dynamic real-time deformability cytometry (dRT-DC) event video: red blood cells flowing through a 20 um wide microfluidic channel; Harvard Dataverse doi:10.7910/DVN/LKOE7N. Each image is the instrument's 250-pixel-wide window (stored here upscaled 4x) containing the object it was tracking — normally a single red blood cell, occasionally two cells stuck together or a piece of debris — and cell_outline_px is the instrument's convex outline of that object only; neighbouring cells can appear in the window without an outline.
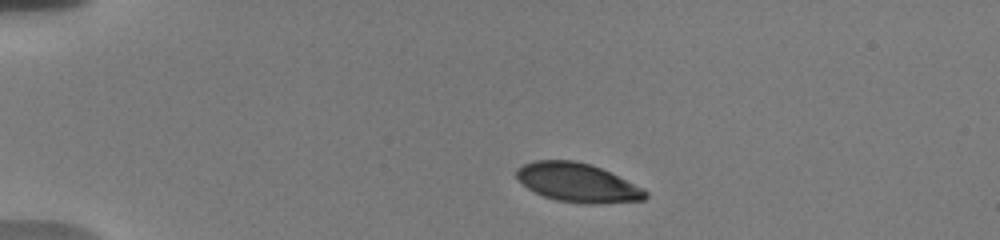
{"species": "human", "species_latin": "Homo sapiens", "temperature_condition": "warm", "stored_images_in_passage": 5, "camera_frame_rate_fps": 3000, "um_per_image_px": 0.085, "donor": {"sex": "male"}, "frame": {"image": 1, "passage_image": 1, "time_ms": 0.0, "image_size_px": [1000, 240], "cell_outline_px": [[644, 196], [612, 200], [584, 200], [524, 172], [528, 168], [536, 164], [580, 164], [604, 172], [612, 176], [640, 192]], "centroid_in_image_um": [49.57, 15.45], "position_along_channel_um": 35.4, "area_um2": 18.21}}